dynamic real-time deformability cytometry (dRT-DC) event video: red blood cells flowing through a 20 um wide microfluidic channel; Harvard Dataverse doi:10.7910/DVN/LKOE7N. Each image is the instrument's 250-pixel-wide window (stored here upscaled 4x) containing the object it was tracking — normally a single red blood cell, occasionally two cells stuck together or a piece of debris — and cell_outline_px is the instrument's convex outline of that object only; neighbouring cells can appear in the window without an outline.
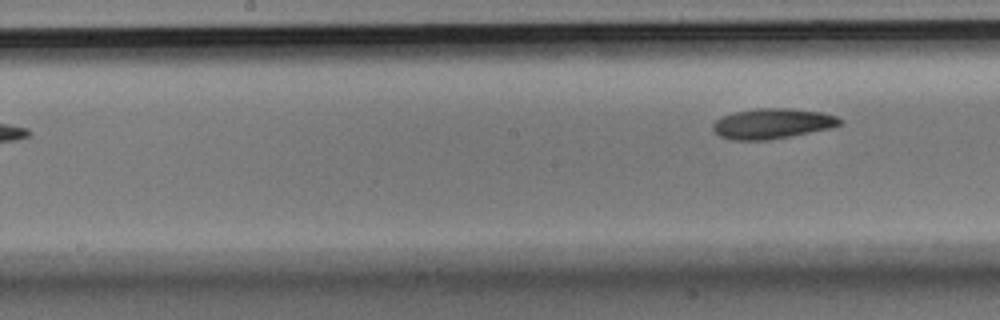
{"species": "Egyptian fruit bat (a non-hibernating species)", "species_latin": "Rousettus aegyptiacus", "temperature_condition": "room temperature", "stored_images_in_passage": 8, "segment_of_instrument_passage": [2, 2], "camera_frame_rate_fps": 3000, "um_per_image_px": 0.085, "animal": {"sex": "male"}, "frame": {"image": 1, "passage_image": 8, "time_ms": 2.333, "image_size_px": [1000, 320], "cell_outline_px": [[844, 124], [832, 128], [768, 140], [732, 140], [720, 136], [712, 132], [712, 124], [716, 120], [732, 112], [756, 108], [788, 108], [820, 112], [836, 116], [844, 120]], "centroid_in_image_um": [65.65, 10.5], "position_along_channel_um": 182.6, "area_um2": 22.6}}